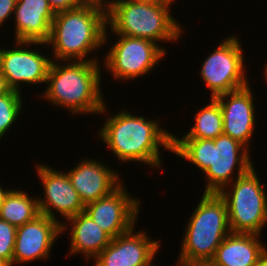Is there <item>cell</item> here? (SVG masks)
Segmentation results:
<instances>
[{"mask_svg":"<svg viewBox=\"0 0 267 266\" xmlns=\"http://www.w3.org/2000/svg\"><path fill=\"white\" fill-rule=\"evenodd\" d=\"M108 109L105 103L99 115L107 113V118L96 137L110 149L119 164L132 161L157 172L159 168L162 170L161 148L172 152L173 143V133L160 124L162 120L137 116L123 108L109 115Z\"/></svg>","mask_w":267,"mask_h":266,"instance_id":"6da1fadb","label":"cell"},{"mask_svg":"<svg viewBox=\"0 0 267 266\" xmlns=\"http://www.w3.org/2000/svg\"><path fill=\"white\" fill-rule=\"evenodd\" d=\"M250 152L242 143L224 133L215 139L173 138L172 143L175 156L204 173V193H219L253 167L255 164Z\"/></svg>","mask_w":267,"mask_h":266,"instance_id":"7a4b0ae2","label":"cell"},{"mask_svg":"<svg viewBox=\"0 0 267 266\" xmlns=\"http://www.w3.org/2000/svg\"><path fill=\"white\" fill-rule=\"evenodd\" d=\"M101 61H55L49 68L46 88L39 92L54 107L80 116L98 115L106 103L101 87Z\"/></svg>","mask_w":267,"mask_h":266,"instance_id":"3957f363","label":"cell"},{"mask_svg":"<svg viewBox=\"0 0 267 266\" xmlns=\"http://www.w3.org/2000/svg\"><path fill=\"white\" fill-rule=\"evenodd\" d=\"M106 29L107 13L94 7L79 6L56 13L46 42L53 51L52 60L98 61L101 56H94L95 52L110 40Z\"/></svg>","mask_w":267,"mask_h":266,"instance_id":"277c9868","label":"cell"},{"mask_svg":"<svg viewBox=\"0 0 267 266\" xmlns=\"http://www.w3.org/2000/svg\"><path fill=\"white\" fill-rule=\"evenodd\" d=\"M186 222L175 266H207L231 233L225 200L219 193H203Z\"/></svg>","mask_w":267,"mask_h":266,"instance_id":"5b68a950","label":"cell"},{"mask_svg":"<svg viewBox=\"0 0 267 266\" xmlns=\"http://www.w3.org/2000/svg\"><path fill=\"white\" fill-rule=\"evenodd\" d=\"M177 0L155 3H133L113 0L107 13V29L111 36L123 35L151 40L160 45L176 44L184 35V26L171 15ZM175 42V43H174Z\"/></svg>","mask_w":267,"mask_h":266,"instance_id":"8992f818","label":"cell"},{"mask_svg":"<svg viewBox=\"0 0 267 266\" xmlns=\"http://www.w3.org/2000/svg\"><path fill=\"white\" fill-rule=\"evenodd\" d=\"M259 176L253 166L219 192L227 206L231 233L263 235L267 226V190Z\"/></svg>","mask_w":267,"mask_h":266,"instance_id":"52a82bcc","label":"cell"},{"mask_svg":"<svg viewBox=\"0 0 267 266\" xmlns=\"http://www.w3.org/2000/svg\"><path fill=\"white\" fill-rule=\"evenodd\" d=\"M115 37V43L109 44L111 48L101 58L104 61L102 68L122 84L153 73L152 70L167 55L165 47L151 40L123 35Z\"/></svg>","mask_w":267,"mask_h":266,"instance_id":"ba28073f","label":"cell"},{"mask_svg":"<svg viewBox=\"0 0 267 266\" xmlns=\"http://www.w3.org/2000/svg\"><path fill=\"white\" fill-rule=\"evenodd\" d=\"M241 38L236 34L225 37L203 60L199 76L211 92L210 98L247 86L245 58Z\"/></svg>","mask_w":267,"mask_h":266,"instance_id":"9c48e42d","label":"cell"},{"mask_svg":"<svg viewBox=\"0 0 267 266\" xmlns=\"http://www.w3.org/2000/svg\"><path fill=\"white\" fill-rule=\"evenodd\" d=\"M13 43L15 45H11L13 47L10 49L0 48V70L8 87L22 92L21 87L27 84L31 86L33 84L37 86V83L38 85L46 84L52 58L50 53V56H47L37 46L45 49L47 44L29 41H14ZM32 45L37 47L36 50Z\"/></svg>","mask_w":267,"mask_h":266,"instance_id":"30bf717a","label":"cell"},{"mask_svg":"<svg viewBox=\"0 0 267 266\" xmlns=\"http://www.w3.org/2000/svg\"><path fill=\"white\" fill-rule=\"evenodd\" d=\"M50 165L40 164L36 162L35 172L36 177L41 181L43 187V196L37 195L40 214L46 215L49 218L62 224L77 215L84 212L85 205L81 201L78 192L72 186V183L64 170L57 171ZM38 175V176H37ZM63 217V221L59 220L58 215ZM57 215V216H56Z\"/></svg>","mask_w":267,"mask_h":266,"instance_id":"8fae6325","label":"cell"},{"mask_svg":"<svg viewBox=\"0 0 267 266\" xmlns=\"http://www.w3.org/2000/svg\"><path fill=\"white\" fill-rule=\"evenodd\" d=\"M124 184L111 194L85 205L84 212L112 238L136 226L142 208L141 199L133 197Z\"/></svg>","mask_w":267,"mask_h":266,"instance_id":"7c38bea8","label":"cell"},{"mask_svg":"<svg viewBox=\"0 0 267 266\" xmlns=\"http://www.w3.org/2000/svg\"><path fill=\"white\" fill-rule=\"evenodd\" d=\"M128 232L112 238L110 244L93 260L92 266H153L160 250V240L148 236L147 231Z\"/></svg>","mask_w":267,"mask_h":266,"instance_id":"4fadbf2b","label":"cell"},{"mask_svg":"<svg viewBox=\"0 0 267 266\" xmlns=\"http://www.w3.org/2000/svg\"><path fill=\"white\" fill-rule=\"evenodd\" d=\"M252 84L218 95L223 114V133L246 146L250 151L252 137L255 134L256 106Z\"/></svg>","mask_w":267,"mask_h":266,"instance_id":"5bb4252c","label":"cell"},{"mask_svg":"<svg viewBox=\"0 0 267 266\" xmlns=\"http://www.w3.org/2000/svg\"><path fill=\"white\" fill-rule=\"evenodd\" d=\"M59 236L61 224L43 214L17 227L12 266L47 261Z\"/></svg>","mask_w":267,"mask_h":266,"instance_id":"9a60e30c","label":"cell"},{"mask_svg":"<svg viewBox=\"0 0 267 266\" xmlns=\"http://www.w3.org/2000/svg\"><path fill=\"white\" fill-rule=\"evenodd\" d=\"M109 166L95 158L83 157L72 169H65L84 205L111 194L124 182L121 174Z\"/></svg>","mask_w":267,"mask_h":266,"instance_id":"2e32d148","label":"cell"},{"mask_svg":"<svg viewBox=\"0 0 267 266\" xmlns=\"http://www.w3.org/2000/svg\"><path fill=\"white\" fill-rule=\"evenodd\" d=\"M55 13L48 0H17L14 9V41L46 43Z\"/></svg>","mask_w":267,"mask_h":266,"instance_id":"e0dca14e","label":"cell"},{"mask_svg":"<svg viewBox=\"0 0 267 266\" xmlns=\"http://www.w3.org/2000/svg\"><path fill=\"white\" fill-rule=\"evenodd\" d=\"M66 230L70 231L71 236L68 248L70 250L66 256L81 254L87 263L100 254L112 240V237L101 229L86 212L78 213L63 222L61 234H64V231L68 232Z\"/></svg>","mask_w":267,"mask_h":266,"instance_id":"ac0fdd59","label":"cell"},{"mask_svg":"<svg viewBox=\"0 0 267 266\" xmlns=\"http://www.w3.org/2000/svg\"><path fill=\"white\" fill-rule=\"evenodd\" d=\"M261 237L256 234L230 233L207 266H256L260 255L267 248Z\"/></svg>","mask_w":267,"mask_h":266,"instance_id":"d6986e66","label":"cell"},{"mask_svg":"<svg viewBox=\"0 0 267 266\" xmlns=\"http://www.w3.org/2000/svg\"><path fill=\"white\" fill-rule=\"evenodd\" d=\"M26 192L25 189L12 187L0 207L1 220L19 227L40 215L37 196H31Z\"/></svg>","mask_w":267,"mask_h":266,"instance_id":"ffe728a7","label":"cell"},{"mask_svg":"<svg viewBox=\"0 0 267 266\" xmlns=\"http://www.w3.org/2000/svg\"><path fill=\"white\" fill-rule=\"evenodd\" d=\"M208 104L204 105L195 113L194 125L183 136L173 138H200L215 139L223 134V114L220 104L215 98H209Z\"/></svg>","mask_w":267,"mask_h":266,"instance_id":"44dd1931","label":"cell"},{"mask_svg":"<svg viewBox=\"0 0 267 266\" xmlns=\"http://www.w3.org/2000/svg\"><path fill=\"white\" fill-rule=\"evenodd\" d=\"M24 105L22 92L10 90L0 95V141L5 138L11 127L17 124L15 121L20 118L21 111H24Z\"/></svg>","mask_w":267,"mask_h":266,"instance_id":"7402d4cb","label":"cell"},{"mask_svg":"<svg viewBox=\"0 0 267 266\" xmlns=\"http://www.w3.org/2000/svg\"><path fill=\"white\" fill-rule=\"evenodd\" d=\"M16 231L17 227L0 219V259L6 261L10 266L13 262Z\"/></svg>","mask_w":267,"mask_h":266,"instance_id":"603a6c76","label":"cell"},{"mask_svg":"<svg viewBox=\"0 0 267 266\" xmlns=\"http://www.w3.org/2000/svg\"><path fill=\"white\" fill-rule=\"evenodd\" d=\"M17 0H0V27H4L5 22L12 21L14 15V9L16 7ZM12 15V17H11Z\"/></svg>","mask_w":267,"mask_h":266,"instance_id":"cb8c5ba5","label":"cell"},{"mask_svg":"<svg viewBox=\"0 0 267 266\" xmlns=\"http://www.w3.org/2000/svg\"><path fill=\"white\" fill-rule=\"evenodd\" d=\"M53 12L59 13L79 7L77 0H48Z\"/></svg>","mask_w":267,"mask_h":266,"instance_id":"d4e9b609","label":"cell"},{"mask_svg":"<svg viewBox=\"0 0 267 266\" xmlns=\"http://www.w3.org/2000/svg\"><path fill=\"white\" fill-rule=\"evenodd\" d=\"M80 6L94 7L108 13L113 0H77Z\"/></svg>","mask_w":267,"mask_h":266,"instance_id":"484cf974","label":"cell"},{"mask_svg":"<svg viewBox=\"0 0 267 266\" xmlns=\"http://www.w3.org/2000/svg\"><path fill=\"white\" fill-rule=\"evenodd\" d=\"M10 90L11 89L8 87L5 77L0 70V95L8 93Z\"/></svg>","mask_w":267,"mask_h":266,"instance_id":"4316f807","label":"cell"},{"mask_svg":"<svg viewBox=\"0 0 267 266\" xmlns=\"http://www.w3.org/2000/svg\"><path fill=\"white\" fill-rule=\"evenodd\" d=\"M2 186L3 185L0 184V207L3 204V201H4L5 196L12 189V188H7V186H5L6 188L5 187H2Z\"/></svg>","mask_w":267,"mask_h":266,"instance_id":"83f0119b","label":"cell"},{"mask_svg":"<svg viewBox=\"0 0 267 266\" xmlns=\"http://www.w3.org/2000/svg\"><path fill=\"white\" fill-rule=\"evenodd\" d=\"M256 266H267V248L260 255Z\"/></svg>","mask_w":267,"mask_h":266,"instance_id":"f1b7e54d","label":"cell"},{"mask_svg":"<svg viewBox=\"0 0 267 266\" xmlns=\"http://www.w3.org/2000/svg\"><path fill=\"white\" fill-rule=\"evenodd\" d=\"M133 3H155V2H161L166 0H127Z\"/></svg>","mask_w":267,"mask_h":266,"instance_id":"f546056e","label":"cell"},{"mask_svg":"<svg viewBox=\"0 0 267 266\" xmlns=\"http://www.w3.org/2000/svg\"><path fill=\"white\" fill-rule=\"evenodd\" d=\"M264 70H263V75L265 76L264 78H265V81L267 82V63L264 65Z\"/></svg>","mask_w":267,"mask_h":266,"instance_id":"4dcf8cb0","label":"cell"},{"mask_svg":"<svg viewBox=\"0 0 267 266\" xmlns=\"http://www.w3.org/2000/svg\"><path fill=\"white\" fill-rule=\"evenodd\" d=\"M0 266H10L6 261L0 259Z\"/></svg>","mask_w":267,"mask_h":266,"instance_id":"1f68e13d","label":"cell"}]
</instances>
